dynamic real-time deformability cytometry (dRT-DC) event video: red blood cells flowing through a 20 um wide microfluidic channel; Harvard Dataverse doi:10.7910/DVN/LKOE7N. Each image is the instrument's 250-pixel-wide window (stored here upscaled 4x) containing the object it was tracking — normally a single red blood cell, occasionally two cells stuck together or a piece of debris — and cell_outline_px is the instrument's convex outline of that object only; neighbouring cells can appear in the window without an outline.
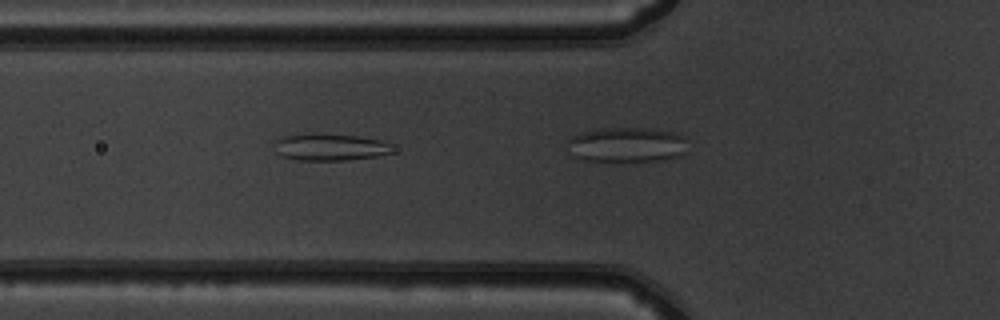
{"species": "common noctule bat (a hibernating species)", "species_latin": "Nyctalus noctula", "temperature_condition": "warm", "stored_images_in_passage": 8, "segment_of_instrument_passage": [1, 2], "camera_frame_rate_fps": 3000, "um_per_image_px": 0.085, "animal": {"sex": "male", "body_mass_g": 19.5, "forearm_length_mm": 54.6}, "frame": {"image": 1, "passage_image": 7, "time_ms": 2.0, "image_size_px": [1000, 320], "cell_outline_px": [[392, 152], [376, 156], [344, 160], [300, 160], [284, 156], [276, 152], [272, 144], [276, 140], [284, 136], [312, 132], [320, 132], [356, 136], [380, 140], [388, 144]], "centroid_in_image_um": [27.97, 12.48], "position_along_channel_um": 97.8, "area_um2": 18.55}}